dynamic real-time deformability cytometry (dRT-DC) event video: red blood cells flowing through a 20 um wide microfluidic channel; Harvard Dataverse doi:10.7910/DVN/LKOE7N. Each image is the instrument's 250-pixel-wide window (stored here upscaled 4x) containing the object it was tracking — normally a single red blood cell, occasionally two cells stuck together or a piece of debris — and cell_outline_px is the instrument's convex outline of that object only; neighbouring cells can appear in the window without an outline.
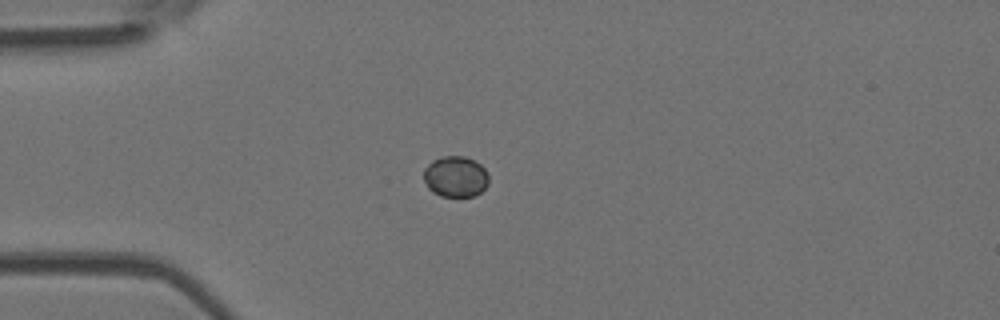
{"species": "Egyptian fruit bat (a non-hibernating species)", "species_latin": "Rousettus aegyptiacus", "temperature_condition": "room temperature", "stored_images_in_passage": 38, "camera_frame_rate_fps": 3000, "um_per_image_px": 0.085, "animal": {"sex": "female"}, "frame": {"image": 1, "passage_image": 1, "time_ms": 0.0, "image_size_px": [1000, 320], "cell_outline_px": [[488, 184], [476, 196], [440, 196], [432, 192], [428, 188], [424, 180], [424, 168], [432, 160], [440, 156], [464, 156], [480, 164], [484, 168], [488, 176]], "centroid_in_image_um": [38.7, 15.01], "position_along_channel_um": 46.3, "area_um2": 15.55}}
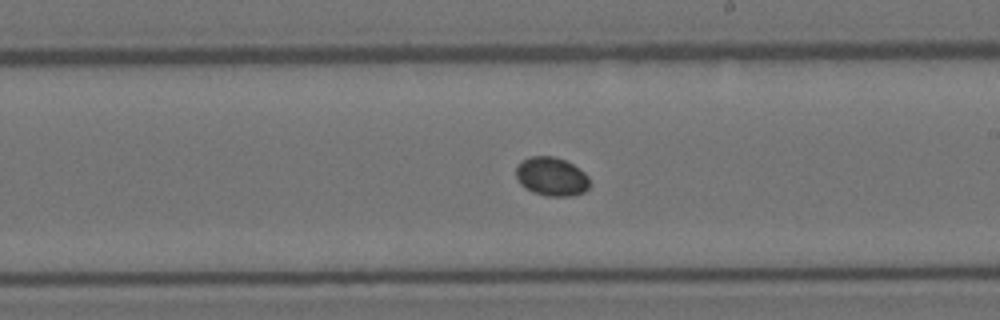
{"frame": {"image": 2, "passage_image": 17, "time_ms": 5.333, "image_size_px": [1000, 320], "cell_outline_px": [[588, 188], [584, 192], [572, 196], [548, 196], [532, 192], [524, 188], [520, 184], [516, 176], [516, 168], [524, 160], [532, 156], [552, 156], [564, 160], [572, 164], [584, 172], [588, 176]], "centroid_in_image_um": [46.87, 15.02], "position_along_channel_um": 242.1, "area_um2": 16.47}}
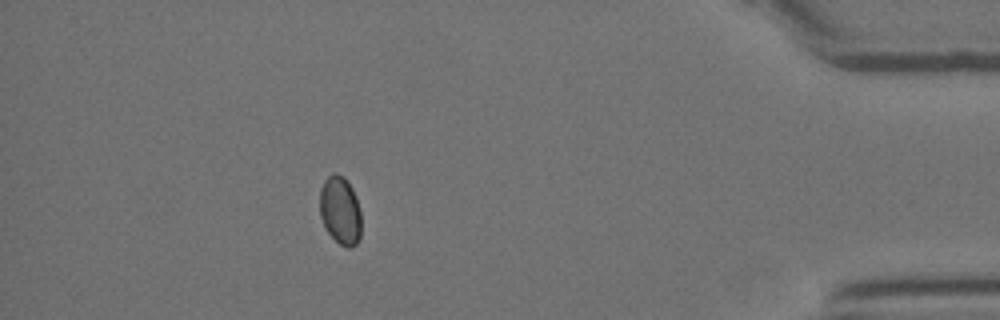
{"frame": {"image": 3, "passage_image": 33, "time_ms": 10.667, "image_size_px": [1000, 320], "cell_outline_px": [[360, 236], [356, 244], [352, 248], [348, 248], [340, 244], [324, 228], [320, 216], [320, 188], [324, 180], [332, 172], [336, 172], [344, 176], [352, 188], [356, 196], [360, 208]], "centroid_in_image_um": [28.91, 17.86], "position_along_channel_um": 406.3, "area_um2": 16.7}}